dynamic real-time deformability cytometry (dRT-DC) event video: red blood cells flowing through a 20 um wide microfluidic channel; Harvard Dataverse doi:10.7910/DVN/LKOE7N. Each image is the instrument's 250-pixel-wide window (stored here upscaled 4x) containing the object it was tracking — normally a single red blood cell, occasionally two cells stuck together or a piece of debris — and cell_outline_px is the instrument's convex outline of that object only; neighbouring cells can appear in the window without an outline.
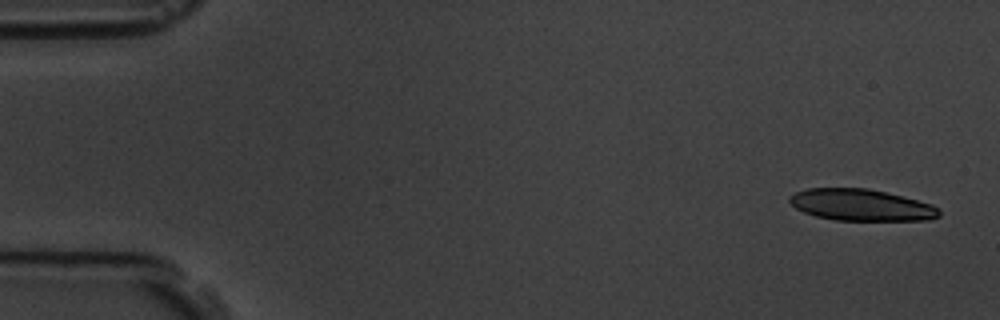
{"species": "common noctule bat (a hibernating species)", "species_latin": "Nyctalus noctula", "temperature_condition": "room temperature", "stored_images_in_passage": 15, "camera_frame_rate_fps": 3000, "um_per_image_px": 0.085, "animal": {"sex": "male", "body_mass_g": 19.5, "forearm_length_mm": 54.6}, "frame": {"image": 1, "passage_image": 1, "time_ms": 0.0, "image_size_px": [1000, 320], "cell_outline_px": [[940, 216], [928, 220], [836, 220], [816, 216], [804, 212], [796, 208], [788, 200], [788, 196], [796, 192], [808, 188], [868, 188], [932, 204], [940, 208]], "centroid_in_image_um": [73.19, 17.42], "position_along_channel_um": 11.8, "area_um2": 27.4}}
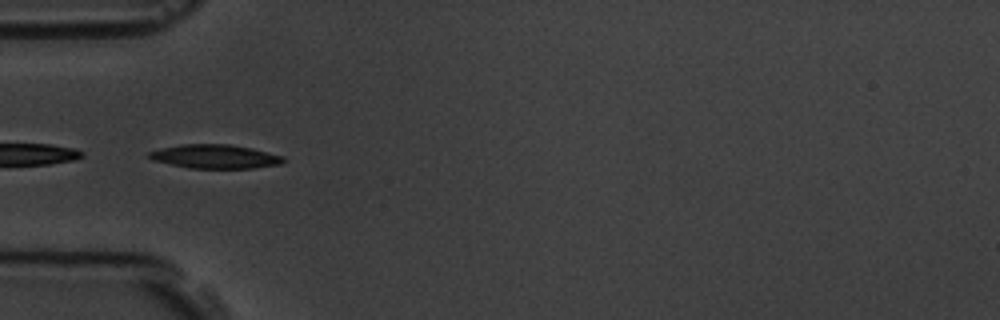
{"frame": {"image": 2, "passage_image": 5, "time_ms": 5.333, "image_size_px": [1000, 320], "cell_outline_px": [[284, 160], [280, 164], [252, 168], [188, 168], [152, 160], [148, 156], [148, 152], [160, 148], [184, 144], [228, 144], [252, 148], [284, 156]], "centroid_in_image_um": [18.26, 13.3], "position_along_channel_um": 66.7, "area_um2": 18.61}}
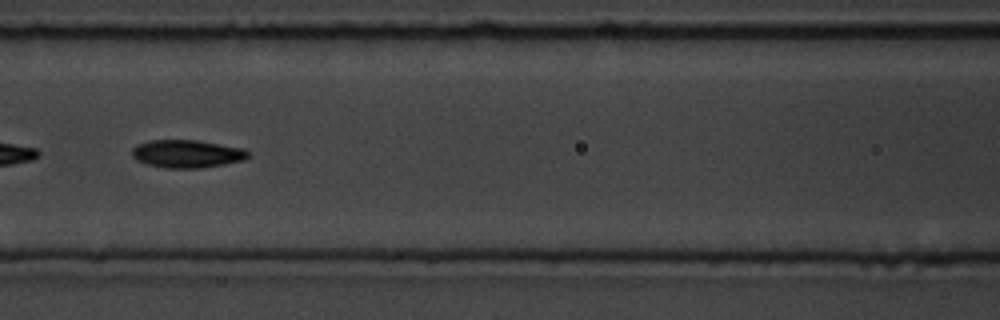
{"frame": {"image": 3, "passage_image": 7, "time_ms": 7.667, "image_size_px": [1000, 320], "cell_outline_px": [[248, 156], [244, 160], [224, 164], [200, 168], [164, 168], [148, 164], [136, 160], [132, 156], [132, 148], [148, 140], [196, 140], [244, 148], [248, 152]], "centroid_in_image_um": [15.88, 13.07], "position_along_channel_um": 150.7, "area_um2": 18.79}, "authors_computed_cell_mechanics": {"area_um2": 18.785, "velocity_mm_per_s": 3.6131, "shape_relaxation_time_tau1_ms": 3.4936, "shape_relaxation_time_tau2_ms": 3.6864, "deformation_change_tau1": 0.1197, "deformation_change_tau2": 0.0947}}